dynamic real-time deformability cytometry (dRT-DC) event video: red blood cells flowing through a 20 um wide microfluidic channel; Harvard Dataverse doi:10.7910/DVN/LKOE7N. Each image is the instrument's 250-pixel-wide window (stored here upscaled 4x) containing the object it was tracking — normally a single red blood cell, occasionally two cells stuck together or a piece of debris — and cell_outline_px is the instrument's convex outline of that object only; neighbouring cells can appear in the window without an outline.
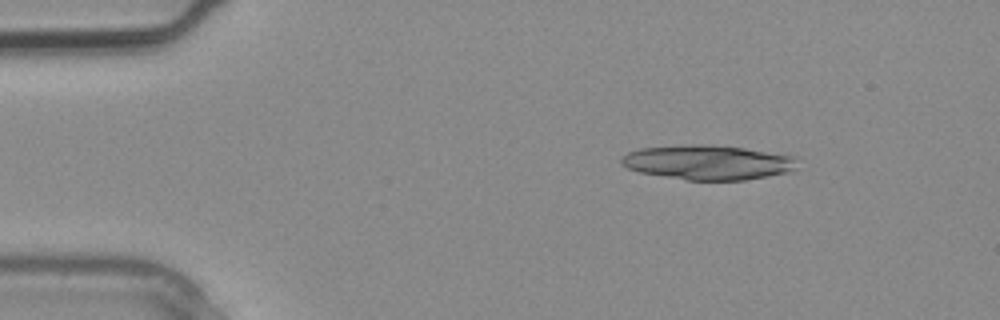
{"species": "common noctule bat (a hibernating species)", "species_latin": "Nyctalus noctula", "temperature_condition": "warm", "stored_images_in_passage": 3, "camera_frame_rate_fps": 3000, "um_per_image_px": 0.085, "animal": {"sex": "male", "body_mass_g": 20.4}, "frame": {"image": 1, "passage_image": 1, "time_ms": 0.0, "image_size_px": [1000, 320], "cell_outline_px": [[796, 168], [788, 172], [768, 176], [744, 180], [688, 180], [640, 172], [628, 168], [620, 164], [620, 160], [628, 152], [640, 148], [692, 144], [744, 148], [796, 156]], "centroid_in_image_um": [60.18, 13.81], "position_along_channel_um": 24.8, "area_um2": 35.2}}